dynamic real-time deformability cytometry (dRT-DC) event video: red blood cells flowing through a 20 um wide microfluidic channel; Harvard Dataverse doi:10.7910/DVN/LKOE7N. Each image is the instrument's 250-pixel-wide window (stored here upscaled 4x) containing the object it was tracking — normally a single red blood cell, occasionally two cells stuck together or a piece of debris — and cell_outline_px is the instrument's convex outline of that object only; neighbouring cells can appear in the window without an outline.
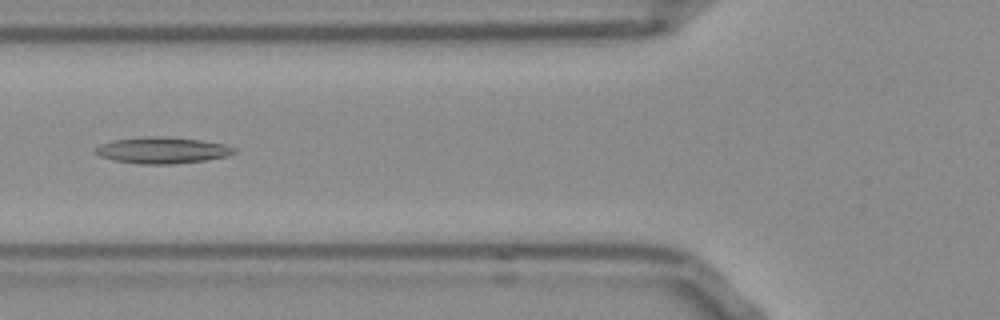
{"species": "Egyptian fruit bat (a non-hibernating species)", "species_latin": "Rousettus aegyptiacus", "temperature_condition": "room temperature", "stored_images_in_passage": 53, "segment_of_instrument_passage": [1, 2], "camera_frame_rate_fps": 3000, "um_per_image_px": 0.085, "frame": {"image": 1, "passage_image": 19, "time_ms": 6.0, "image_size_px": [1000, 320], "cell_outline_px": [[236, 152], [228, 156], [204, 160], [172, 164], [140, 164], [116, 160], [100, 156], [92, 152], [96, 148], [112, 140], [144, 136], [160, 136], [200, 140], [224, 144], [236, 148]], "centroid_in_image_um": [13.81, 12.77], "position_along_channel_um": 112.0, "area_um2": 21.15}}
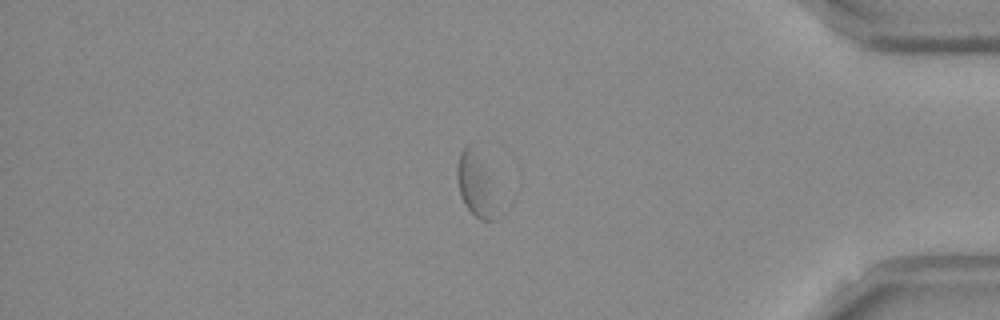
{"frame": {"image": 2, "passage_image": 44, "time_ms": 14.333, "image_size_px": [1000, 320], "cell_outline_px": [[500, 216], [496, 220], [480, 220], [468, 208], [460, 196], [456, 176], [456, 168], [460, 152], [468, 144], [472, 144], [484, 164], [488, 176]], "centroid_in_image_um": [40.44, 15.74], "position_along_channel_um": 394.8, "area_um2": 14.74}}